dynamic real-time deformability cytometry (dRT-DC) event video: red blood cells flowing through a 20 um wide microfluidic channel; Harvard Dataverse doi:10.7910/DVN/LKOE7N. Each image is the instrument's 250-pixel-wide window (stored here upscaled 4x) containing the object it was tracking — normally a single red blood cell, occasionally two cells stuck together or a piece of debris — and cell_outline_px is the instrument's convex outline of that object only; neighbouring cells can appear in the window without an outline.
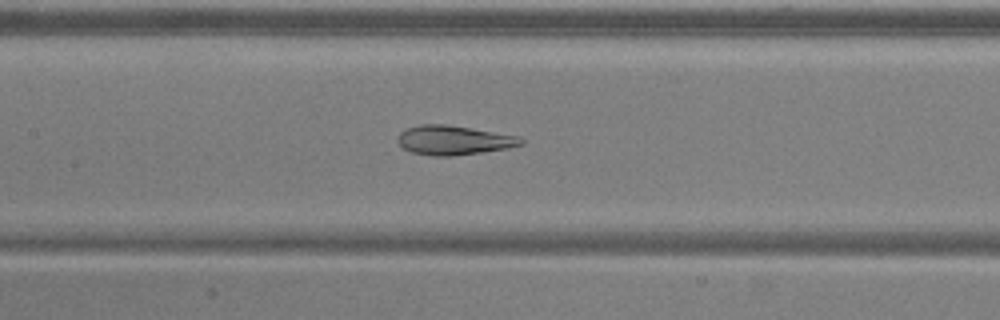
{"species": "common noctule bat (a hibernating species)", "species_latin": "Nyctalus noctula", "temperature_condition": "warm", "stored_images_in_passage": 50, "camera_frame_rate_fps": 3000, "um_per_image_px": 0.085, "animal": {"sex": "male", "body_mass_g": 20.5, "forearm_length_mm": 52.5}, "frame": {"image": 1, "passage_image": 22, "time_ms": 7.0, "image_size_px": [1000, 320], "cell_outline_px": [[524, 144], [508, 148], [452, 156], [432, 156], [412, 152], [404, 148], [396, 140], [400, 132], [408, 128], [420, 124], [444, 124], [520, 136], [524, 140]], "centroid_in_image_um": [38.57, 11.92], "position_along_channel_um": 168.8, "area_um2": 20.92}}
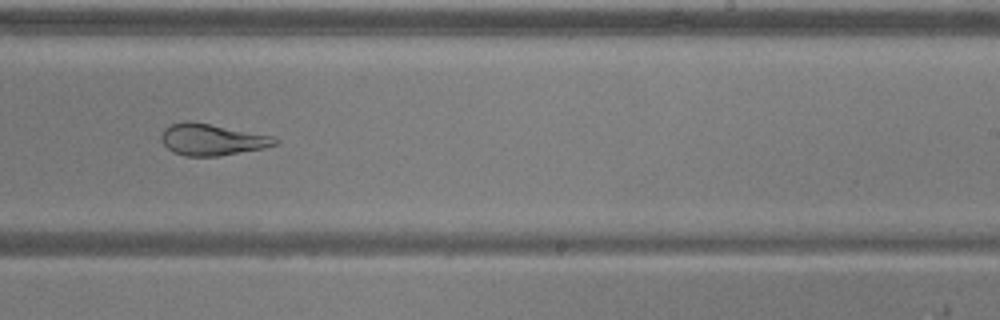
{"frame": {"image": 2, "passage_image": 30, "time_ms": 9.667, "image_size_px": [1000, 320], "cell_outline_px": [[280, 140], [276, 144], [264, 148], [220, 156], [184, 156], [172, 152], [164, 144], [160, 136], [164, 128], [172, 124], [188, 120], [272, 136]], "centroid_in_image_um": [17.99, 11.87], "position_along_channel_um": 271.0, "area_um2": 20.75}}
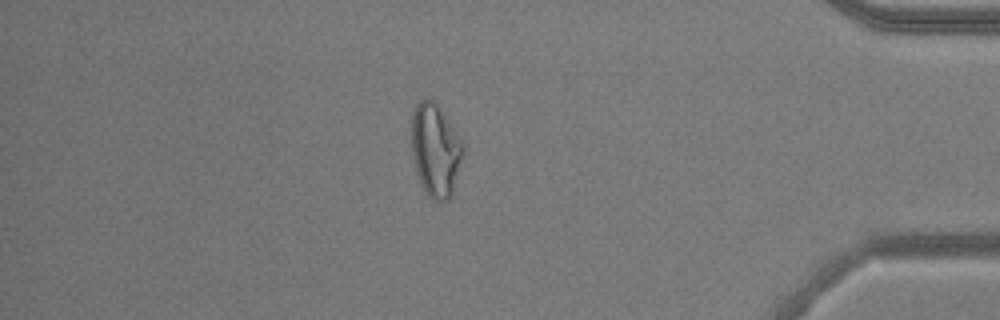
{"frame": {"image": 3, "passage_image": 43, "time_ms": 14.0, "image_size_px": [1000, 320], "cell_outline_px": [[464, 152], [452, 196], [448, 200], [440, 204], [432, 200], [428, 196], [416, 172], [412, 152], [412, 112], [416, 104], [424, 96], [428, 96], [440, 108], [464, 144]], "centroid_in_image_um": [37.02, 12.78], "position_along_channel_um": 398.2, "area_um2": 28.15}, "authors_computed_cell_mechanics": {"area_um2": 26.7036, "velocity_mm_per_s": 3.8434, "shape_relaxation_time_tau1_ms": null, "shape_relaxation_time_tau2_ms": 1.5913, "deformation_change_tau1": null, "deformation_change_tau2": 0.0415}}